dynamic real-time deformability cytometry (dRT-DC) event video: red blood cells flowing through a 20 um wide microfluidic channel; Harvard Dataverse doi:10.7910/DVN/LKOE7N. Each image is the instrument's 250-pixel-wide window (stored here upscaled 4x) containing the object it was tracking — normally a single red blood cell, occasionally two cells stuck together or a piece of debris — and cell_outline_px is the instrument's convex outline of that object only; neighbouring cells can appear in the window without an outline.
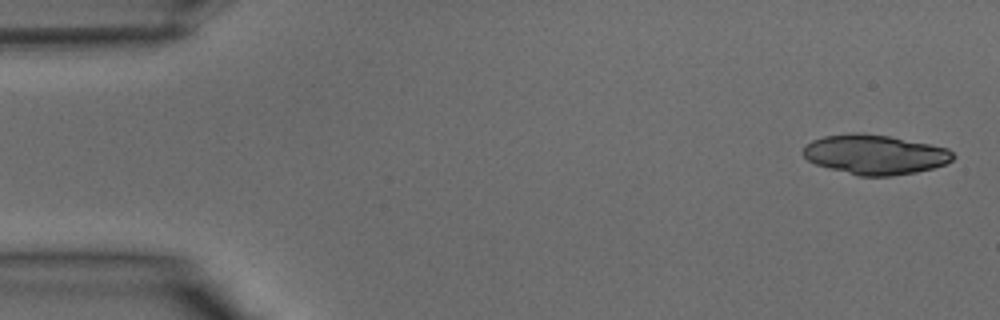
{"species": "common noctule bat (a hibernating species)", "species_latin": "Nyctalus noctula", "temperature_condition": "warm", "stored_images_in_passage": 39, "segment_of_instrument_passage": [1, 2], "camera_frame_rate_fps": 3000, "um_per_image_px": 0.085, "animal": {"sex": "male", "body_mass_g": 15.6}, "frame": {"image": 1, "passage_image": 1, "time_ms": 0.0, "image_size_px": [1000, 320], "cell_outline_px": [[956, 156], [952, 160], [944, 164], [932, 168], [916, 172], [892, 176], [860, 176], [816, 164], [808, 160], [804, 156], [804, 148], [812, 140], [824, 136], [852, 132], [860, 132], [888, 136], [948, 148]], "centroid_in_image_um": [74.38, 13.13], "position_along_channel_um": 10.6, "area_um2": 34.33}}